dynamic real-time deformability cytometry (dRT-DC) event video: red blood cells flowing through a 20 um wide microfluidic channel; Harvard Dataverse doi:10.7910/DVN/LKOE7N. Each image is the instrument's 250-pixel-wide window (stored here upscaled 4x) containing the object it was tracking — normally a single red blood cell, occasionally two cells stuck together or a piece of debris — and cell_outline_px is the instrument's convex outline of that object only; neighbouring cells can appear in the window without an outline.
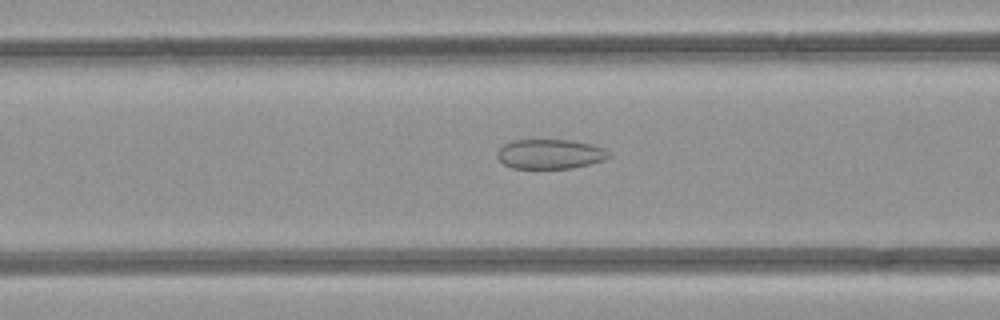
{"species": "common noctule bat (a hibernating species)", "species_latin": "Nyctalus noctula", "temperature_condition": "room temperature", "stored_images_in_passage": 23, "camera_frame_rate_fps": 3000, "um_per_image_px": 0.085, "animal": {"sex": "female", "body_mass_g": 21.9}, "frame": {"image": 1, "passage_image": 4, "time_ms": 1.0, "image_size_px": [1000, 320], "cell_outline_px": [[612, 156], [604, 160], [572, 168], [512, 168], [504, 164], [496, 156], [496, 152], [504, 144], [512, 140], [568, 140], [592, 144], [604, 148]], "centroid_in_image_um": [46.75, 13.09], "position_along_channel_um": 119.9, "area_um2": 19.25}}
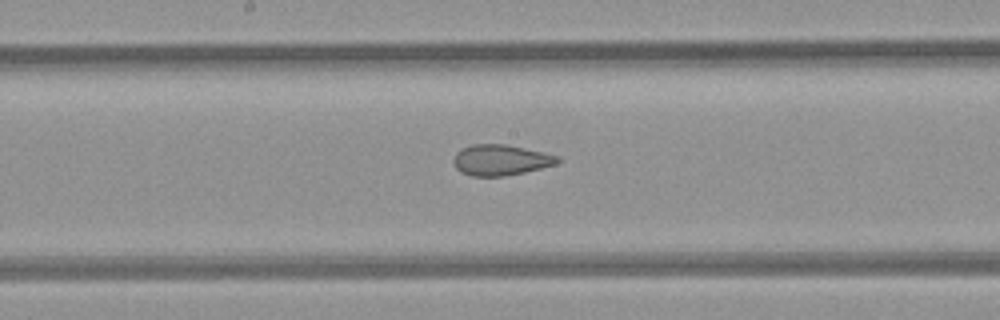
{"frame": {"image": 2, "passage_image": 10, "time_ms": 3.0, "image_size_px": [1000, 320], "cell_outline_px": [[560, 160], [556, 164], [524, 172], [504, 176], [472, 176], [460, 172], [456, 168], [452, 160], [456, 152], [472, 144], [508, 144], [560, 156]], "centroid_in_image_um": [42.54, 13.6], "position_along_channel_um": 205.7, "area_um2": 18.67}}
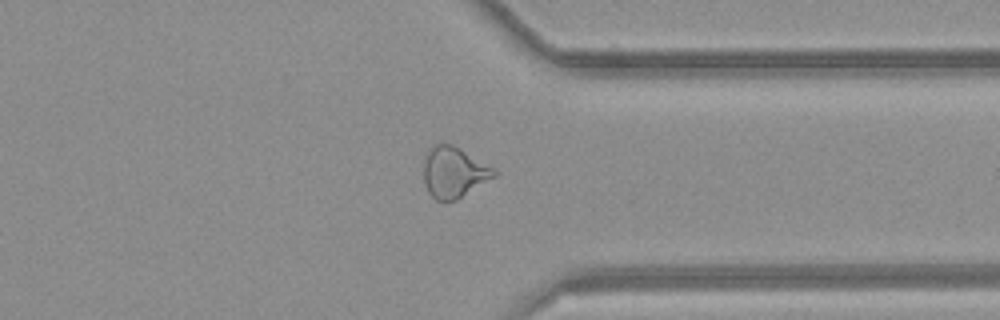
{"frame": {"image": 3, "passage_image": 22, "time_ms": 7.0, "image_size_px": [1000, 320], "cell_outline_px": [[500, 172], [496, 176], [456, 200], [444, 204], [436, 200], [428, 192], [424, 180], [424, 160], [428, 148], [436, 144], [452, 144]], "centroid_in_image_um": [38.56, 14.68], "position_along_channel_um": 372.8, "area_um2": 20.92}}